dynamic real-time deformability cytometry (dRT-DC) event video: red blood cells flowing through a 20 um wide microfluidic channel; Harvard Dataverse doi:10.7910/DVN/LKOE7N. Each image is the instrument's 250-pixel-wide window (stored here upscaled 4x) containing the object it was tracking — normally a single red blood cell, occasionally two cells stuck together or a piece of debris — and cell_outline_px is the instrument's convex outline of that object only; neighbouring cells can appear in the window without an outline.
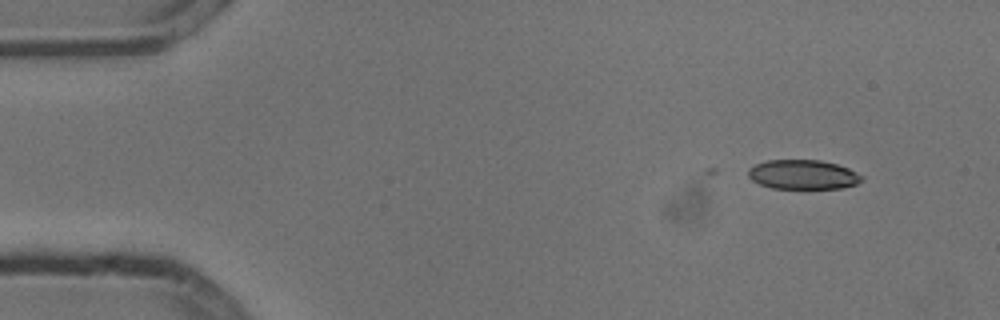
{"species": "common noctule bat (a hibernating species)", "species_latin": "Nyctalus noctula", "temperature_condition": "cold", "stored_images_in_passage": 5, "camera_frame_rate_fps": 3000, "um_per_image_px": 0.085, "animal": {"sex": "male", "body_mass_g": 13.3}, "frame": {"image": 1, "passage_image": 2, "time_ms": 0.333, "image_size_px": [1000, 320], "cell_outline_px": [[864, 176], [856, 184], [840, 188], [772, 188], [760, 184], [752, 180], [748, 176], [748, 168], [756, 164], [768, 160], [820, 160], [836, 164], [848, 168]], "centroid_in_image_um": [68.23, 14.83], "position_along_channel_um": 16.8, "area_um2": 19.31}}
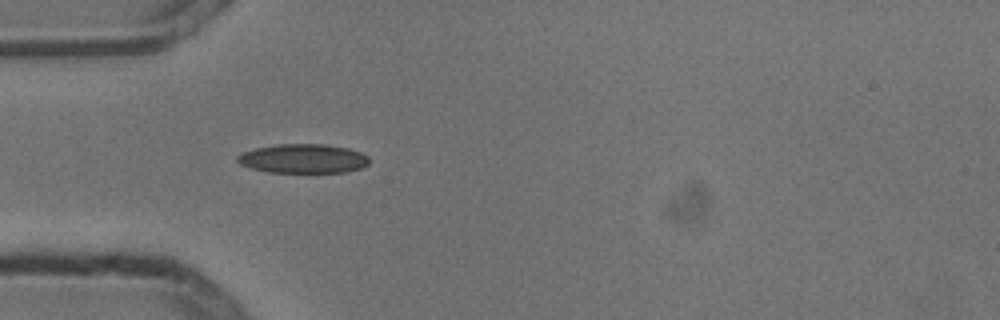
{"frame": {"image": 2, "passage_image": 5, "time_ms": 1.333, "image_size_px": [1000, 320], "cell_outline_px": [[368, 164], [360, 168], [344, 172], [268, 172], [252, 168], [240, 164], [236, 160], [236, 156], [244, 152], [256, 148], [280, 144], [324, 144], [348, 148], [360, 152], [368, 156]], "centroid_in_image_um": [25.76, 13.48], "position_along_channel_um": 59.2, "area_um2": 22.2}}